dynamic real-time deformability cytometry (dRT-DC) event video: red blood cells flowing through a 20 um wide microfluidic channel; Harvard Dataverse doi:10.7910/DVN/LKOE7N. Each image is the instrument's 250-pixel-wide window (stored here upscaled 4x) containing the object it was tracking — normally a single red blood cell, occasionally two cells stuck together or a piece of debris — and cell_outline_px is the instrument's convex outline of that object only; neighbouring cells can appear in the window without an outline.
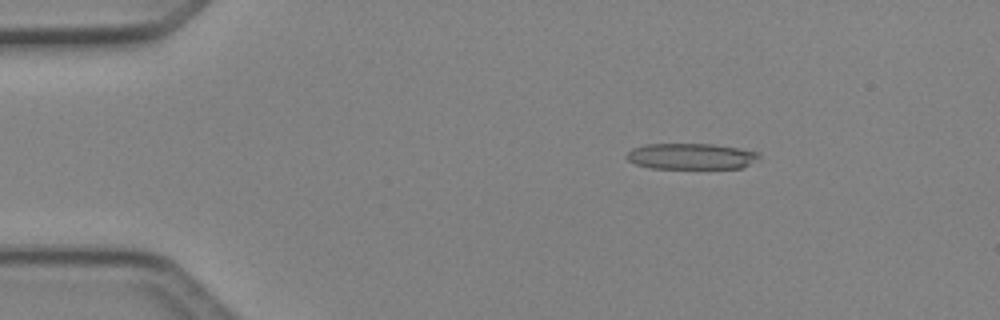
{"species": "Egyptian fruit bat (a non-hibernating species)", "species_latin": "Rousettus aegyptiacus", "temperature_condition": "cold", "stored_images_in_passage": 49, "camera_frame_rate_fps": 3000, "um_per_image_px": 0.085, "animal": {"sex": "female"}, "frame": {"image": 1, "passage_image": 8, "time_ms": 2.333, "image_size_px": [1000, 320], "cell_outline_px": [[760, 156], [744, 168], [648, 168], [636, 164], [628, 160], [624, 156], [632, 148], [644, 144], [712, 144], [760, 152]], "centroid_in_image_um": [58.71, 13.28], "position_along_channel_um": 26.3, "area_um2": 20.06}}
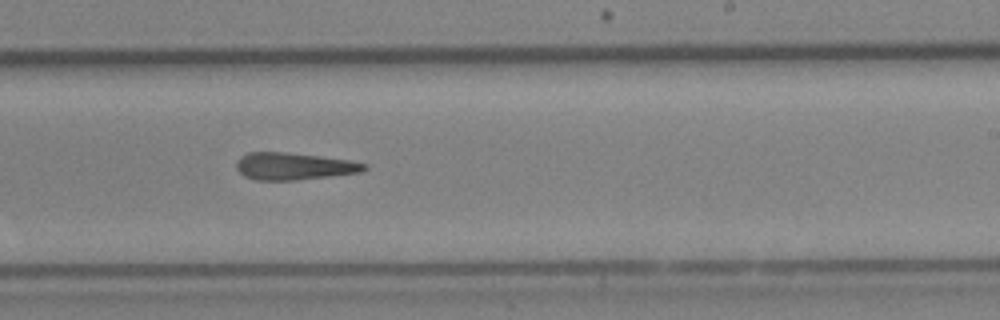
{"frame": {"image": 2, "passage_image": 30, "time_ms": 9.667, "image_size_px": [1000, 320], "cell_outline_px": [[368, 168], [360, 172], [296, 180], [256, 180], [244, 176], [236, 168], [236, 160], [240, 156], [248, 152], [284, 152], [352, 160], [368, 164]], "centroid_in_image_um": [24.96, 14.12], "position_along_channel_um": 264.0, "area_um2": 20.23}}
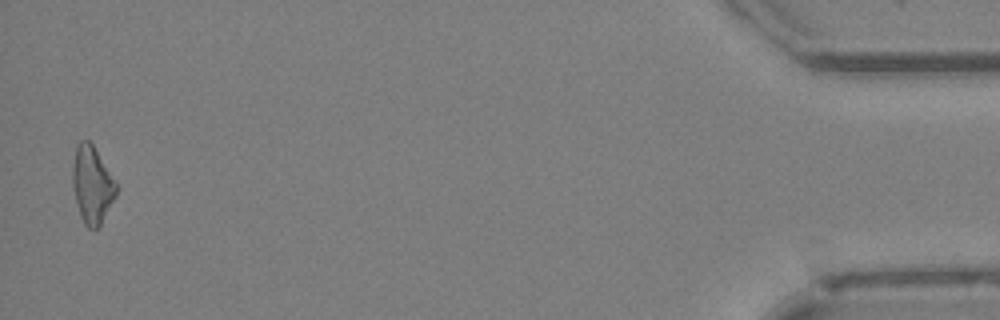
{"frame": {"image": 3, "passage_image": 48, "time_ms": 15.667, "image_size_px": [1000, 320], "cell_outline_px": [[116, 196], [100, 224], [96, 228], [88, 228], [84, 224], [80, 216], [72, 184], [72, 164], [76, 144], [80, 140], [88, 140], [92, 144], [116, 184]], "centroid_in_image_um": [7.79, 15.69], "position_along_channel_um": 427.4, "area_um2": 19.25}, "authors_computed_cell_mechanics": {"area_um2": 20.4034, "velocity_mm_per_s": 4.1943, "shape_relaxation_time_tau1_ms": null, "shape_relaxation_time_tau2_ms": 10.6272, "deformation_change_tau1": null, "deformation_change_tau2": 0.3358}}